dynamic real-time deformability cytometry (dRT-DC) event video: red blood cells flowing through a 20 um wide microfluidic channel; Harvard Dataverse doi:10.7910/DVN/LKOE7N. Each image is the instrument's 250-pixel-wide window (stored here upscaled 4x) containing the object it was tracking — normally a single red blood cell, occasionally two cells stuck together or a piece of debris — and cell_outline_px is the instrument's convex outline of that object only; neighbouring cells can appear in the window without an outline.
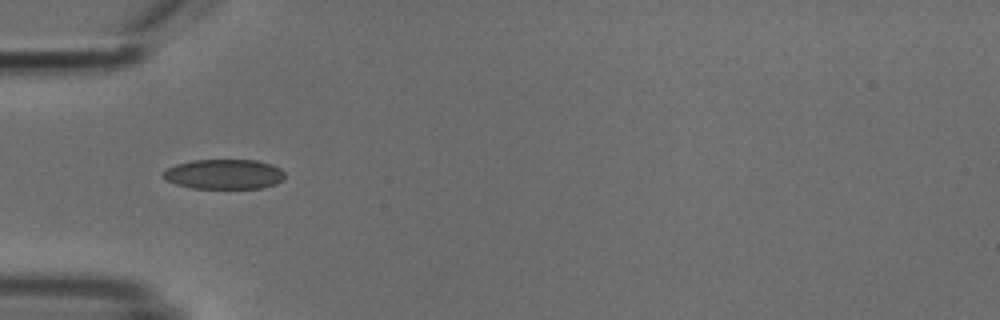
{"species": "common noctule bat (a hibernating species)", "species_latin": "Nyctalus noctula", "temperature_condition": "cold", "stored_images_in_passage": 5, "camera_frame_rate_fps": 3000, "um_per_image_px": 0.085, "animal": {"sex": "male", "body_mass_g": 18.8}, "frame": {"image": 1, "passage_image": 3, "time_ms": 2.333, "image_size_px": [1000, 320], "cell_outline_px": [[284, 180], [276, 184], [264, 188], [192, 188], [176, 184], [164, 180], [164, 172], [168, 168], [176, 164], [192, 160], [256, 160], [272, 164], [280, 168], [284, 172]], "centroid_in_image_um": [19.08, 14.81], "position_along_channel_um": 65.9, "area_um2": 21.27}}
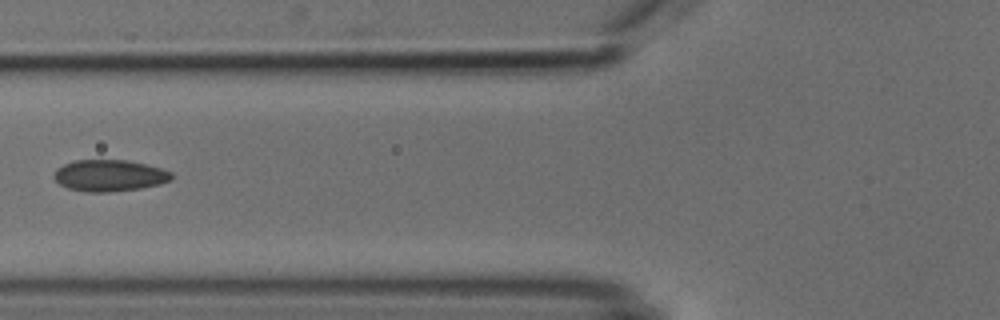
{"frame": {"image": 2, "passage_image": 4, "time_ms": 3.667, "image_size_px": [1000, 320], "cell_outline_px": [[172, 180], [160, 184], [140, 188], [108, 192], [88, 192], [68, 188], [60, 184], [52, 176], [56, 168], [64, 164], [76, 160], [128, 160], [160, 168], [172, 172]], "centroid_in_image_um": [9.29, 14.92], "position_along_channel_um": 116.5, "area_um2": 21.56}}
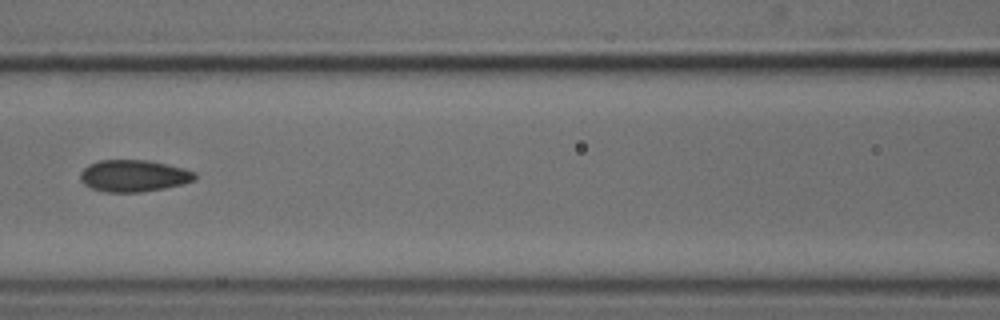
{"frame": {"image": 3, "passage_image": 5, "time_ms": 4.667, "image_size_px": [1000, 320], "cell_outline_px": [[196, 180], [184, 184], [164, 188], [140, 192], [104, 192], [92, 188], [84, 184], [80, 180], [80, 172], [88, 164], [100, 160], [148, 160], [168, 164], [184, 168], [196, 172]], "centroid_in_image_um": [11.38, 14.94], "position_along_channel_um": 155.2, "area_um2": 21.44}}